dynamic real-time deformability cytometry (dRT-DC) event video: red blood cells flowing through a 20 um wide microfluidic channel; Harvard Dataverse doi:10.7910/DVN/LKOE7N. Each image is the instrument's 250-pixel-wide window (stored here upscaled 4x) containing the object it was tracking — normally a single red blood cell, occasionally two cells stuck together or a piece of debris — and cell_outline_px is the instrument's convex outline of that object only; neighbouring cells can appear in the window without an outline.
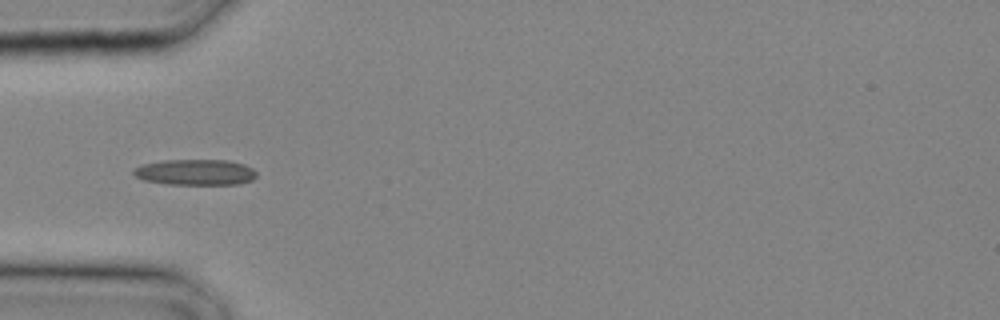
{"species": "common noctule bat (a hibernating species)", "species_latin": "Nyctalus noctula", "temperature_condition": "cold", "stored_images_in_passage": 17, "camera_frame_rate_fps": 3000, "um_per_image_px": 0.085, "animal": {"sex": "male", "body_mass_g": 20.4}, "frame": {"image": 1, "passage_image": 6, "time_ms": 1.667, "image_size_px": [1000, 320], "cell_outline_px": [[256, 176], [252, 180], [240, 184], [168, 184], [144, 180], [136, 176], [132, 172], [136, 168], [144, 164], [164, 160], [228, 160], [244, 164], [252, 168], [256, 172]], "centroid_in_image_um": [16.64, 14.64], "position_along_channel_um": 68.4, "area_um2": 18.38}}
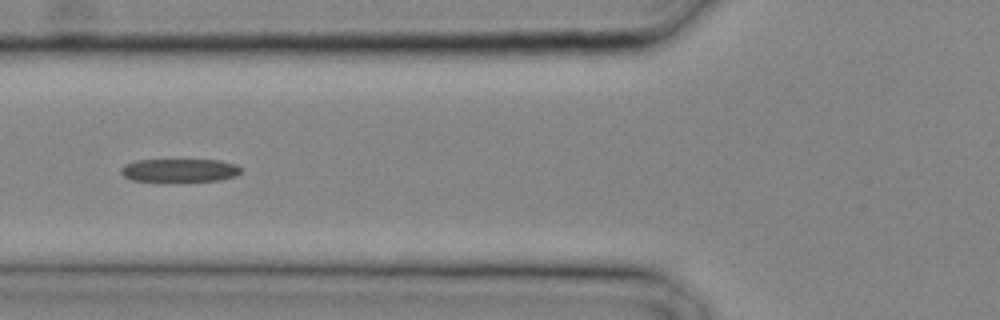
{"frame": {"image": 2, "passage_image": 8, "time_ms": 2.333, "image_size_px": [1000, 320], "cell_outline_px": [[240, 172], [236, 176], [216, 180], [180, 184], [132, 180], [124, 176], [120, 172], [120, 168], [124, 164], [136, 160], [220, 160], [236, 164], [240, 168]], "centroid_in_image_um": [15.22, 14.52], "position_along_channel_um": 110.6, "area_um2": 17.05}}
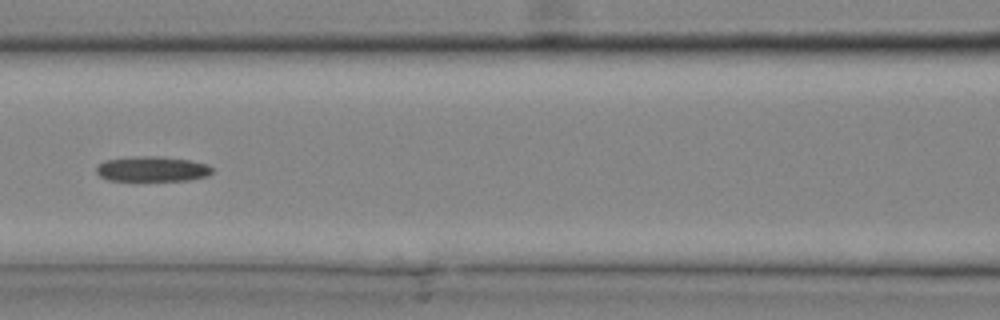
{"frame": {"image": 3, "passage_image": 10, "time_ms": 3.0, "image_size_px": [1000, 320], "cell_outline_px": [[212, 172], [208, 176], [188, 180], [108, 180], [100, 176], [96, 172], [96, 164], [104, 160], [132, 156], [164, 156], [192, 160], [208, 164], [212, 168]], "centroid_in_image_um": [12.93, 14.34], "position_along_channel_um": 153.7, "area_um2": 17.22}}